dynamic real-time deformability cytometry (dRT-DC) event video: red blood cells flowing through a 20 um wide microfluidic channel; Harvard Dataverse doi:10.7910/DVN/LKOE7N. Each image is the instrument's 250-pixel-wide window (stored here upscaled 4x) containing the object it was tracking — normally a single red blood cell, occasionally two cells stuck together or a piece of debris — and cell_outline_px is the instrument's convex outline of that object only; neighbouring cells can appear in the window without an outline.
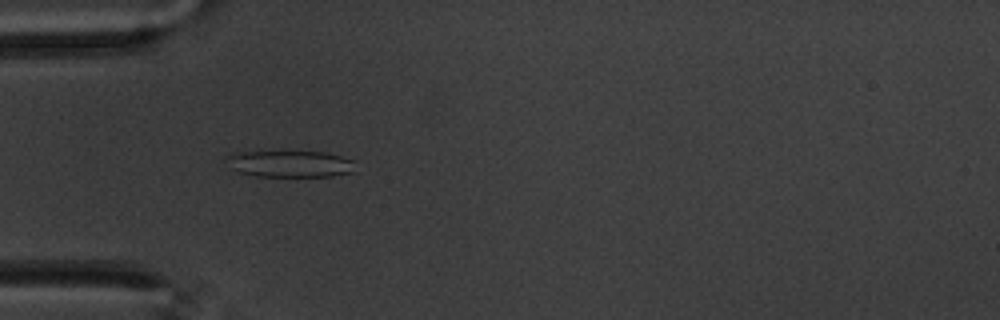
{"species": "common noctule bat (a hibernating species)", "species_latin": "Nyctalus noctula", "temperature_condition": "warm", "stored_images_in_passage": 58, "camera_frame_rate_fps": 3000, "um_per_image_px": 0.085, "animal": {"sex": "male", "body_mass_g": 20.1, "forearm_length_mm": 53.5}, "frame": {"image": 1, "passage_image": 18, "time_ms": 5.667, "image_size_px": [1000, 320], "cell_outline_px": [[356, 160], [352, 172], [332, 176], [256, 176], [240, 172], [232, 168], [224, 160], [224, 156], [232, 152], [284, 148], [324, 152]], "centroid_in_image_um": [24.57, 13.85], "position_along_channel_um": 60.4, "area_um2": 21.33}}
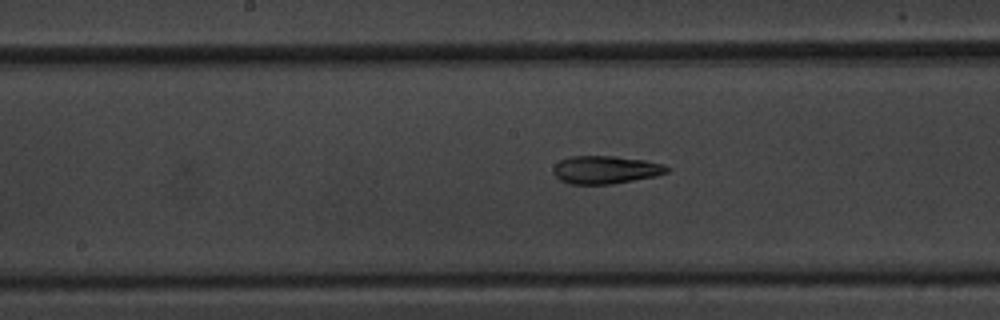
{"frame": {"image": 2, "passage_image": 30, "time_ms": 9.667, "image_size_px": [1000, 320], "cell_outline_px": [[672, 168], [668, 172], [656, 176], [612, 184], [568, 184], [560, 180], [552, 172], [552, 168], [560, 160], [572, 156], [616, 156], [644, 160], [660, 164]], "centroid_in_image_um": [51.46, 14.43], "position_along_channel_um": 196.7, "area_um2": 18.55}}
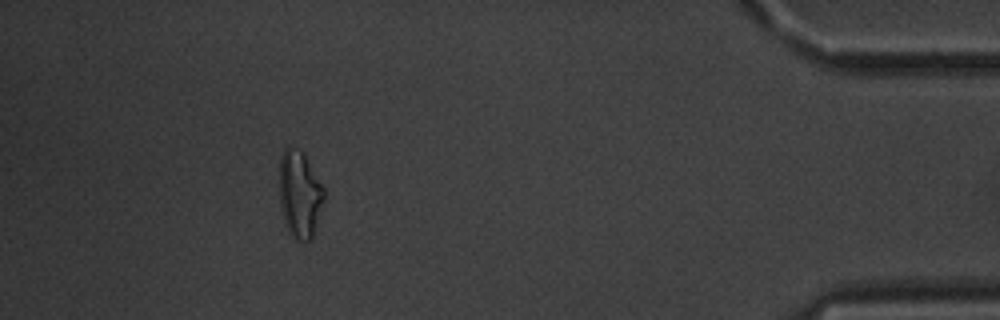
{"frame": {"image": 3, "passage_image": 53, "time_ms": 17.333, "image_size_px": [1000, 320], "cell_outline_px": [[324, 200], [312, 236], [308, 240], [296, 240], [288, 232], [280, 208], [280, 156], [284, 148], [288, 148], [300, 152], [304, 156], [324, 188]], "centroid_in_image_um": [25.45, 16.56], "position_along_channel_um": 409.7, "area_um2": 21.96}, "authors_computed_cell_mechanics": {"area_um2": 20.6057, "velocity_mm_per_s": 3.4684, "shape_relaxation_time_tau1_ms": null, "shape_relaxation_time_tau2_ms": 5.5119, "deformation_change_tau1": null, "deformation_change_tau2": 0.1517}}